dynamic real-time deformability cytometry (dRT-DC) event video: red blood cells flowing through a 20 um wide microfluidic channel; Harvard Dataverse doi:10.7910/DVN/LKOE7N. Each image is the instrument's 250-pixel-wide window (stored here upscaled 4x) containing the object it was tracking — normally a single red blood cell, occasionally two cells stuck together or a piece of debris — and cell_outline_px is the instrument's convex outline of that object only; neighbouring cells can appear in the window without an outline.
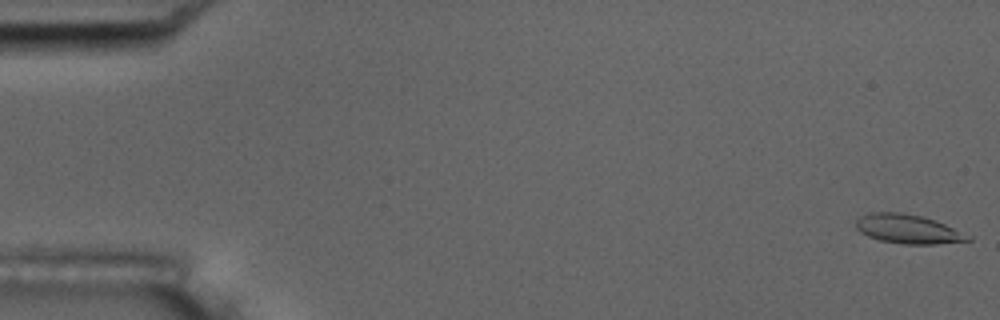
{"species": "common noctule bat (a hibernating species)", "species_latin": "Nyctalus noctula", "temperature_condition": "room temperature", "stored_images_in_passage": 55, "camera_frame_rate_fps": 3000, "um_per_image_px": 0.085, "animal": {"sex": "male", "body_mass_g": 17.5, "forearm_length_mm": 52.3}, "frame": {"image": 1, "passage_image": 1, "time_ms": 0.0, "image_size_px": [1000, 320], "cell_outline_px": [[972, 240], [936, 244], [904, 244], [880, 240], [868, 236], [860, 232], [856, 228], [856, 220], [860, 216], [868, 212], [904, 212], [924, 216], [944, 224], [972, 236]], "centroid_in_image_um": [77.16, 19.45], "position_along_channel_um": 7.8, "area_um2": 19.07}}
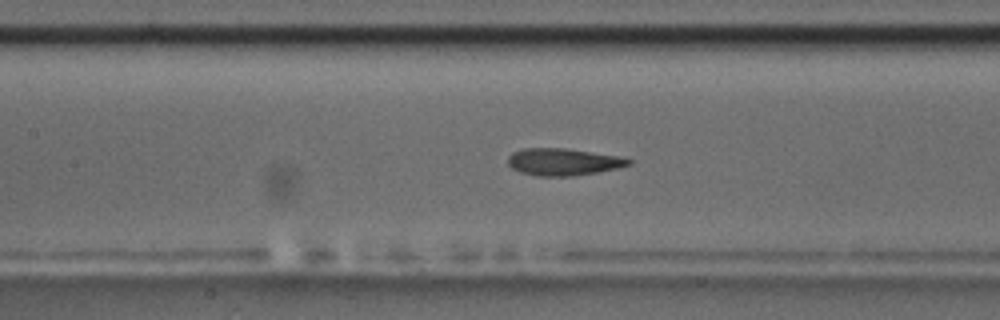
{"frame": {"image": 2, "passage_image": 25, "time_ms": 8.0, "image_size_px": [1000, 320], "cell_outline_px": [[632, 164], [620, 168], [572, 176], [536, 176], [520, 172], [512, 168], [508, 164], [508, 156], [512, 152], [520, 148], [568, 148], [620, 156], [632, 160]], "centroid_in_image_um": [47.87, 13.75], "position_along_channel_um": 159.5, "area_um2": 19.31}}
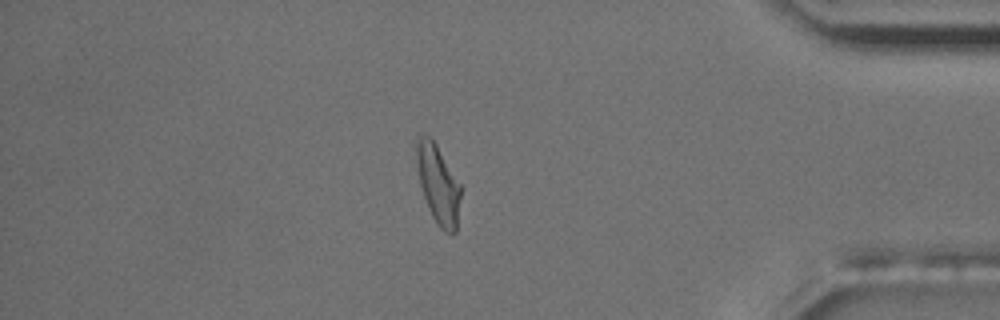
{"frame": {"image": 3, "passage_image": 47, "time_ms": 15.333, "image_size_px": [1000, 320], "cell_outline_px": [[460, 196], [456, 232], [452, 236], [444, 232], [440, 228], [432, 216], [428, 208], [420, 184], [412, 144], [416, 136], [420, 132], [432, 136], [460, 184]], "centroid_in_image_um": [37.18, 15.55], "position_along_channel_um": 398.0, "area_um2": 20.98}, "authors_computed_cell_mechanics": {"area_um2": 19.074, "velocity_mm_per_s": 3.7113, "shape_relaxation_time_tau1_ms": 6.4038, "shape_relaxation_time_tau2_ms": 3.0778, "deformation_change_tau1": 0.215, "deformation_change_tau2": 0.0816}}